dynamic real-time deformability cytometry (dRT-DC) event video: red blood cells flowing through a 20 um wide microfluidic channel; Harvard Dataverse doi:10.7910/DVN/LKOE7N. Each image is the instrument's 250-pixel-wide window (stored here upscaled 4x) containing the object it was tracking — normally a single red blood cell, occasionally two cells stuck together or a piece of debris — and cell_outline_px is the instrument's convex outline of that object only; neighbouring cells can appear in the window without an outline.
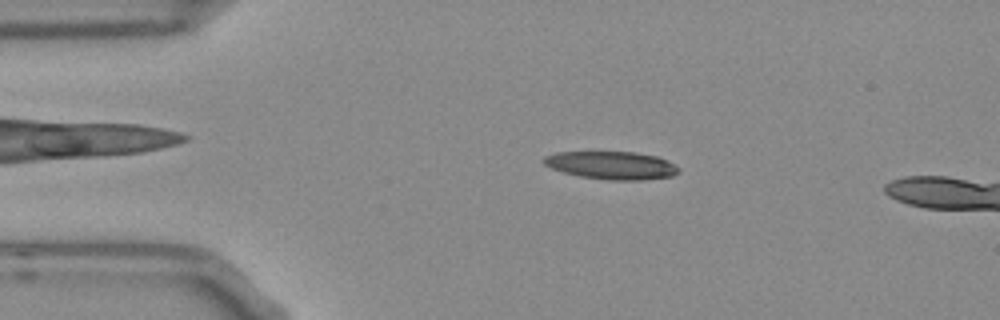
{"species": "Egyptian fruit bat (a non-hibernating species)", "species_latin": "Rousettus aegyptiacus", "temperature_condition": "room temperature", "stored_images_in_passage": 48, "camera_frame_rate_fps": 3000, "um_per_image_px": 0.085, "frame": {"image": 1, "passage_image": 7, "time_ms": 2.0, "image_size_px": [1000, 320], "cell_outline_px": [[680, 172], [672, 176], [644, 180], [608, 180], [580, 176], [564, 172], [552, 168], [544, 164], [540, 160], [544, 156], [556, 152], [636, 152], [656, 156], [668, 160], [680, 168]], "centroid_in_image_um": [52.0, 14.05], "position_along_channel_um": 33.0, "area_um2": 22.08}}
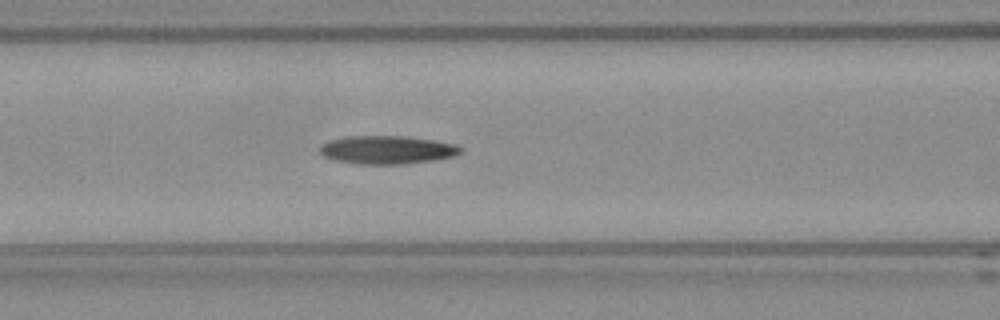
{"frame": {"image": 2, "passage_image": 18, "time_ms": 5.667, "image_size_px": [1000, 320], "cell_outline_px": [[464, 152], [452, 156], [432, 160], [404, 164], [360, 164], [332, 160], [324, 156], [320, 152], [320, 148], [328, 140], [344, 136], [404, 136], [432, 140], [456, 144], [464, 148]], "centroid_in_image_um": [32.91, 12.73], "position_along_channel_um": 133.7, "area_um2": 23.24}}
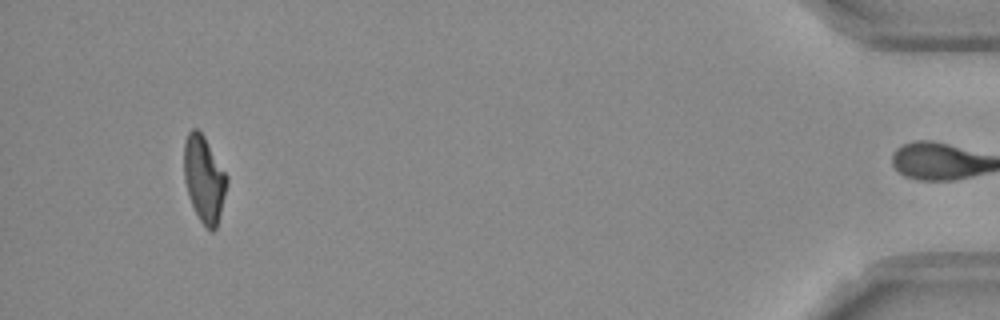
{"frame": {"image": 3, "passage_image": 47, "time_ms": 15.333, "image_size_px": [1000, 320], "cell_outline_px": [[228, 184], [216, 228], [212, 232], [200, 220], [192, 204], [184, 180], [184, 144], [188, 132], [192, 128], [196, 128], [204, 136], [228, 176]], "centroid_in_image_um": [17.35, 15.19], "position_along_channel_um": 417.8, "area_um2": 21.33}}